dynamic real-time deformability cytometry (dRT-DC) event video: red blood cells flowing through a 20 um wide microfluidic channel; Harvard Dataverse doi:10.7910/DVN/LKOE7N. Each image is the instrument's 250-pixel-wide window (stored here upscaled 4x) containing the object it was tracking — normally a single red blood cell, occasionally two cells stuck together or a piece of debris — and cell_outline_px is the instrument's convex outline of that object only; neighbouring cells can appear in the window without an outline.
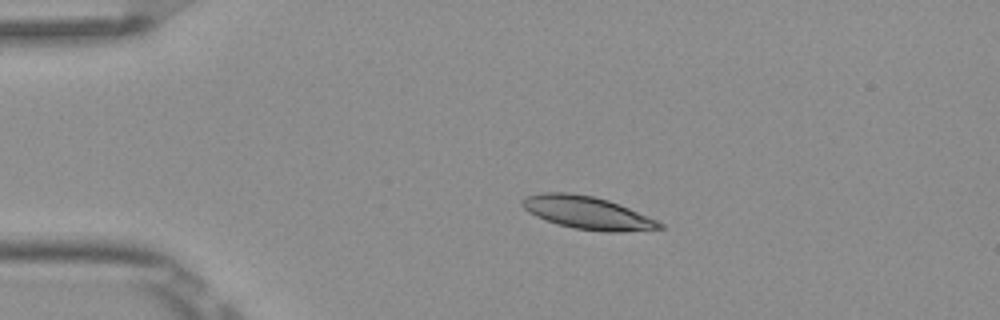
{"species": "Egyptian fruit bat (a non-hibernating species)", "species_latin": "Rousettus aegyptiacus", "temperature_condition": "room temperature", "stored_images_in_passage": 7, "camera_frame_rate_fps": 3000, "um_per_image_px": 0.085, "frame": {"image": 1, "passage_image": 3, "time_ms": 0.667, "image_size_px": [1000, 320], "cell_outline_px": [[664, 228], [620, 232], [608, 232], [576, 228], [556, 224], [544, 220], [528, 212], [520, 204], [520, 200], [524, 196], [540, 192], [568, 192], [592, 196], [608, 200], [648, 216], [664, 224]], "centroid_in_image_um": [49.86, 18.07], "position_along_channel_um": 35.1, "area_um2": 26.24}}
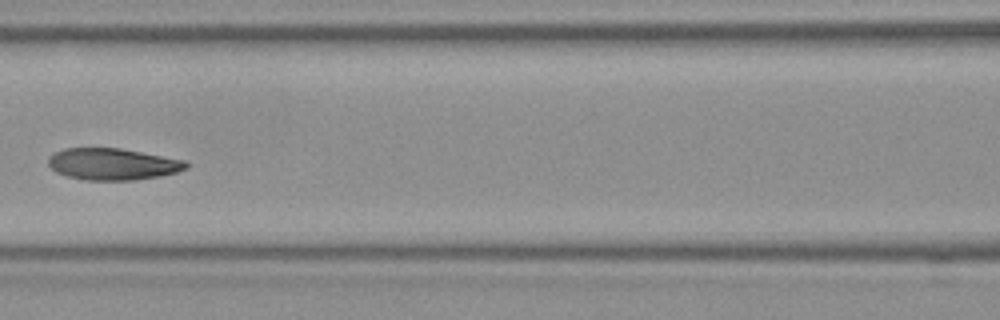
{"frame": {"image": 2, "passage_image": 6, "time_ms": 1.667, "image_size_px": [1000, 320], "cell_outline_px": [[188, 168], [176, 172], [160, 176], [132, 180], [84, 180], [68, 176], [56, 172], [48, 164], [48, 156], [64, 148], [120, 148], [184, 160], [188, 164]], "centroid_in_image_um": [9.56, 13.95], "position_along_channel_um": 157.0, "area_um2": 25.32}}
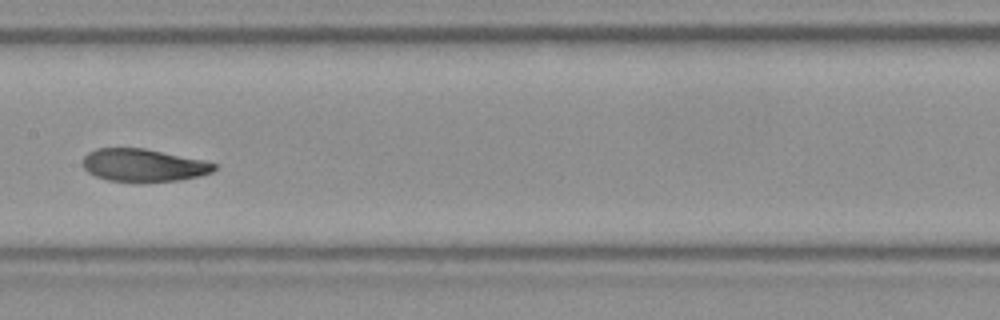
{"frame": {"image": 3, "passage_image": 7, "time_ms": 2.0, "image_size_px": [1000, 320], "cell_outline_px": [[220, 164], [212, 172], [200, 176], [180, 180], [108, 180], [96, 176], [88, 172], [80, 164], [80, 160], [88, 152], [96, 148], [144, 148], [204, 160]], "centroid_in_image_um": [12.19, 14.01], "position_along_channel_um": 195.2, "area_um2": 24.85}}